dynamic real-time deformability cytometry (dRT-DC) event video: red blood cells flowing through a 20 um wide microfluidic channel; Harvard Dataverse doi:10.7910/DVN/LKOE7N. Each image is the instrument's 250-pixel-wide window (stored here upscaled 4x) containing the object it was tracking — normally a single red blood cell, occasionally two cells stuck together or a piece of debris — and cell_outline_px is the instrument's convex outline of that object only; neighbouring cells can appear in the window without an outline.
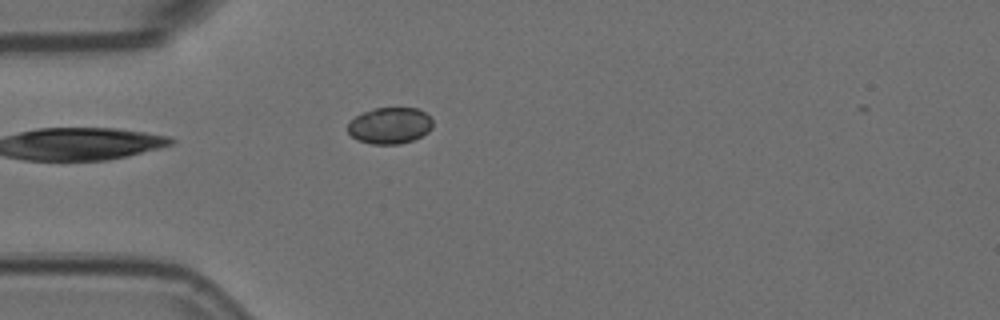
{"species": "Egyptian fruit bat (a non-hibernating species)", "species_latin": "Rousettus aegyptiacus", "temperature_condition": "room temperature", "stored_images_in_passage": 2, "camera_frame_rate_fps": 3000, "um_per_image_px": 0.085, "animal": {"sex": "female"}, "frame": {"image": 1, "passage_image": 2, "time_ms": 0.333, "image_size_px": [1000, 320], "cell_outline_px": [[432, 128], [428, 132], [412, 140], [400, 144], [372, 144], [356, 140], [348, 132], [348, 124], [356, 116], [364, 112], [376, 108], [416, 108], [424, 112], [432, 120]], "centroid_in_image_um": [33.13, 10.68], "position_along_channel_um": 51.9, "area_um2": 17.86}}